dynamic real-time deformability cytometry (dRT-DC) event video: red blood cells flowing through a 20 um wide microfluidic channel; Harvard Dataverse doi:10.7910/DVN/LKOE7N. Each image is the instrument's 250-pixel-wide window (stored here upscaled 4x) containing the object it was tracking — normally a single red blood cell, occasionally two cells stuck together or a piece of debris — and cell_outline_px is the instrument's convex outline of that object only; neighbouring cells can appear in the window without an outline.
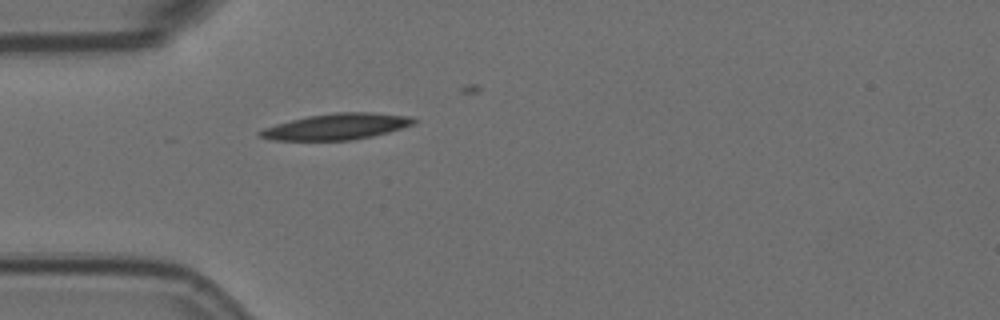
{"species": "Egyptian fruit bat (a non-hibernating species)", "species_latin": "Rousettus aegyptiacus", "temperature_condition": "room temperature", "stored_images_in_passage": 1, "camera_frame_rate_fps": 3000, "um_per_image_px": 0.085, "animal": {"sex": "female"}, "frame": {"image": 1, "passage_image": 1, "time_ms": 0.0, "image_size_px": [1000, 320], "cell_outline_px": [[416, 124], [388, 132], [372, 136], [352, 140], [272, 140], [256, 136], [256, 132], [264, 128], [276, 124], [308, 116], [336, 112], [372, 112], [408, 116], [416, 120]], "centroid_in_image_um": [28.59, 10.76], "position_along_channel_um": 56.4, "area_um2": 23.35}}